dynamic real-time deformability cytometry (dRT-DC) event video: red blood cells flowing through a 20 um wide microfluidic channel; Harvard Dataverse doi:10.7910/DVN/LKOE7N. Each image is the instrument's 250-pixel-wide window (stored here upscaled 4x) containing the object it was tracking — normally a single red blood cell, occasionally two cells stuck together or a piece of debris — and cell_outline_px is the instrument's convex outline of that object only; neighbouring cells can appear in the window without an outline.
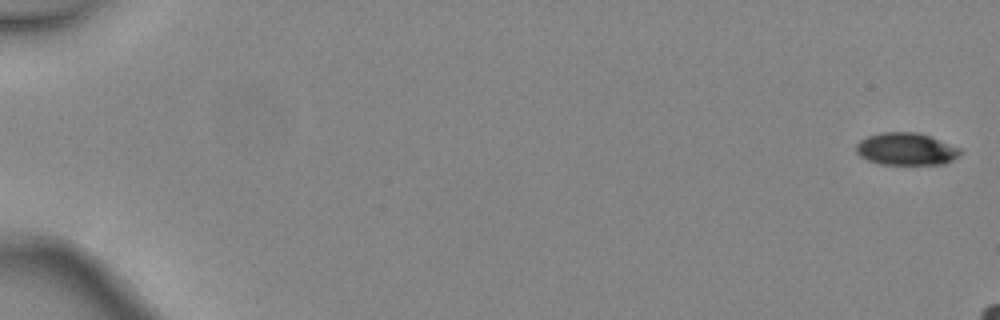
{"species": "common noctule bat (a hibernating species)", "species_latin": "Nyctalus noctula", "temperature_condition": "warm", "stored_images_in_passage": 4, "camera_frame_rate_fps": 3000, "um_per_image_px": 0.085, "animal": {"sex": "female", "body_mass_g": 24.6, "forearm_length_mm": 56.2}, "frame": {"image": 1, "passage_image": 1, "time_ms": 0.0, "image_size_px": [1000, 320], "cell_outline_px": [[964, 152], [960, 156], [944, 164], [880, 164], [868, 160], [860, 156], [856, 152], [856, 144], [860, 140], [868, 136], [880, 132], [916, 132], [928, 136], [960, 148]], "centroid_in_image_um": [77.02, 12.67], "position_along_channel_um": 8.0, "area_um2": 19.59}}